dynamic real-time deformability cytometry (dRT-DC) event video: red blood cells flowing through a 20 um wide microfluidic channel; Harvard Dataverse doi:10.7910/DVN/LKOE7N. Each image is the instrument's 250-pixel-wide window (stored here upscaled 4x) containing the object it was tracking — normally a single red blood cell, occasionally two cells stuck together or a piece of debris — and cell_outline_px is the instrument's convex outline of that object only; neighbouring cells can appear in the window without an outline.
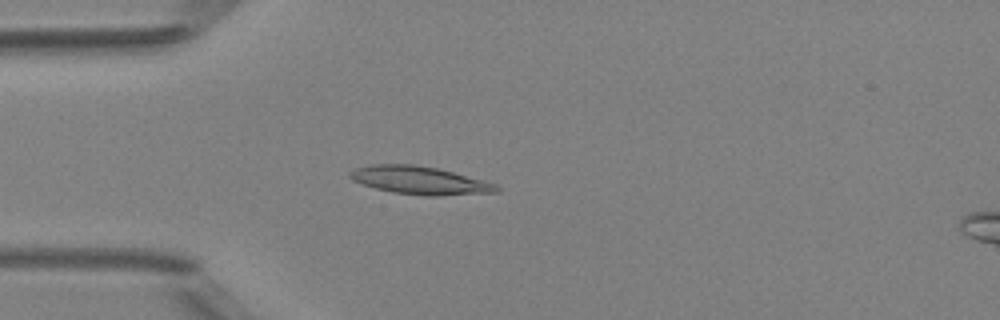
{"species": "Egyptian fruit bat (a non-hibernating species)", "species_latin": "Rousettus aegyptiacus", "temperature_condition": "room temperature", "stored_images_in_passage": 4, "camera_frame_rate_fps": 3000, "um_per_image_px": 0.085, "animal": {"sex": "female"}, "frame": {"image": 1, "passage_image": 4, "time_ms": 3.667, "image_size_px": [1000, 320], "cell_outline_px": [[500, 192], [440, 196], [424, 196], [392, 192], [376, 188], [352, 180], [348, 176], [348, 172], [356, 168], [372, 164], [416, 164], [436, 168], [452, 172], [496, 184], [500, 188]], "centroid_in_image_um": [35.67, 15.34], "position_along_channel_um": 49.3, "area_um2": 23.87}}